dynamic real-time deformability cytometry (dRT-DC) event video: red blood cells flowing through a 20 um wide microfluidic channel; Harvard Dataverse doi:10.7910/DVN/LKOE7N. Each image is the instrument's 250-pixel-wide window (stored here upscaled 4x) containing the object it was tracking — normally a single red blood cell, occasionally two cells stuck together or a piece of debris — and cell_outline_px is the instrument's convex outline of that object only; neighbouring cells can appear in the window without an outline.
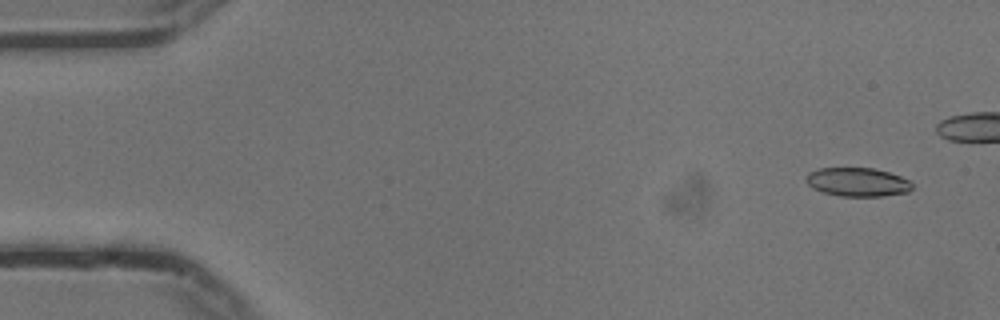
{"species": "common noctule bat (a hibernating species)", "species_latin": "Nyctalus noctula", "temperature_condition": "cold", "stored_images_in_passage": 9, "camera_frame_rate_fps": 3000, "um_per_image_px": 0.085, "animal": {"sex": "male", "body_mass_g": 13.3}, "frame": {"image": 1, "passage_image": 4, "time_ms": 1.0, "image_size_px": [1000, 320], "cell_outline_px": [[912, 188], [908, 192], [880, 196], [840, 196], [824, 192], [812, 188], [804, 180], [804, 176], [808, 172], [816, 168], [872, 168], [888, 172], [912, 180]], "centroid_in_image_um": [72.86, 15.46], "position_along_channel_um": 12.1, "area_um2": 17.92}}